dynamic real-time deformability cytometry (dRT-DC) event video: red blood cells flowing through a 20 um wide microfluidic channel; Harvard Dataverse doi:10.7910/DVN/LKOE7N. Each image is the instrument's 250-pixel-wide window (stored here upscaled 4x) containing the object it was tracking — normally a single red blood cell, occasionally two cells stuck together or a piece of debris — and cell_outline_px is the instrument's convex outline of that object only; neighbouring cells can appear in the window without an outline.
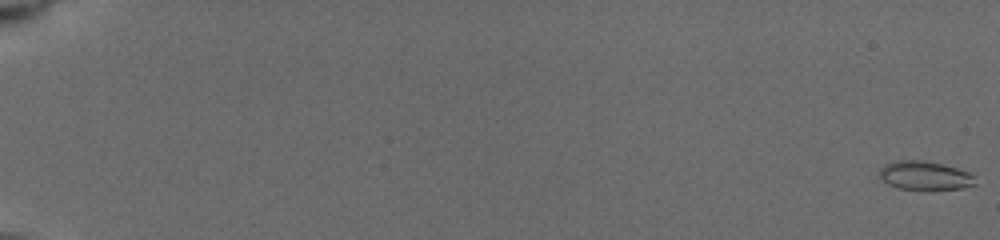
{"species": "common noctule bat (a hibernating species)", "species_latin": "Nyctalus noctula", "temperature_condition": "cold", "stored_images_in_passage": 79, "camera_frame_rate_fps": 3000, "um_per_image_px": 0.085, "animal": {"sex": "female", "body_mass_g": 19.5, "forearm_length_mm": 54.1}, "frame": {"image": 1, "passage_image": 1, "time_ms": 0.0, "image_size_px": [1000, 240], "cell_outline_px": [[976, 184], [964, 188], [900, 188], [888, 184], [880, 180], [880, 168], [884, 164], [896, 160], [924, 160], [944, 164], [968, 172], [972, 176]], "centroid_in_image_um": [78.56, 14.89], "position_along_channel_um": 6.4, "area_um2": 15.72}}
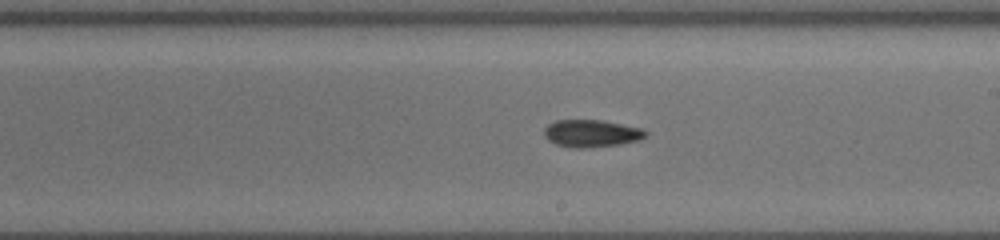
{"frame": {"image": 2, "passage_image": 43, "time_ms": 11.333, "image_size_px": [1000, 240], "cell_outline_px": [[648, 136], [640, 140], [620, 144], [588, 148], [572, 148], [556, 144], [548, 140], [544, 136], [544, 128], [548, 124], [556, 120], [600, 120], [644, 128], [648, 132]], "centroid_in_image_um": [50.3, 11.34], "position_along_channel_um": 238.7, "area_um2": 16.42}}
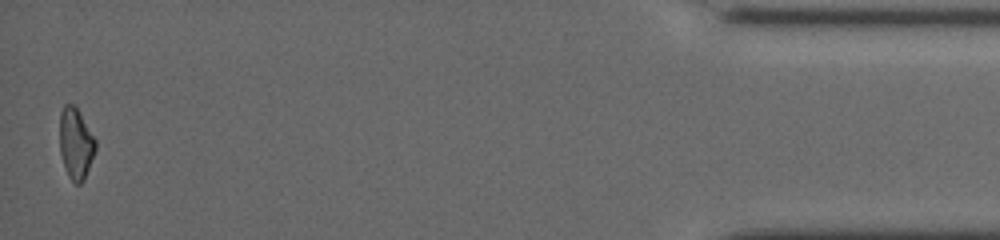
{"frame": {"image": 3, "passage_image": 79, "time_ms": 18.0, "image_size_px": [1000, 240], "cell_outline_px": [[96, 148], [84, 180], [80, 184], [76, 184], [68, 176], [60, 152], [60, 112], [64, 104], [72, 104], [80, 112], [96, 140]], "centroid_in_image_um": [6.44, 12.18], "position_along_channel_um": 428.8, "area_um2": 14.74}, "authors_computed_cell_mechanics": {"area_um2": 15.8372, "velocity_mm_per_s": 3.9596, "shape_relaxation_time_tau1_ms": 6.9243, "shape_relaxation_time_tau2_ms": null, "deformation_change_tau1": 0.1672, "deformation_change_tau2": null}}